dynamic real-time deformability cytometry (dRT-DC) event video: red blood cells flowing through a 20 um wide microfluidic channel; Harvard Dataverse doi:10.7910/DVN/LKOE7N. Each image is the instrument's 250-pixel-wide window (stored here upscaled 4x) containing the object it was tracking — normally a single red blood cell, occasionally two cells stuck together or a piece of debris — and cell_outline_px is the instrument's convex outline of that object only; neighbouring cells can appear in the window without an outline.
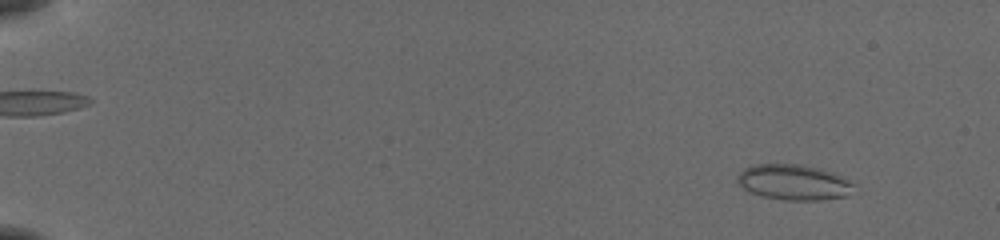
{"species": "common noctule bat (a hibernating species)", "species_latin": "Nyctalus noctula", "temperature_condition": "cold", "stored_images_in_passage": 54, "camera_frame_rate_fps": 3000, "um_per_image_px": 0.085, "animal": {"sex": "female", "body_mass_g": 19.5, "forearm_length_mm": 54.1}, "frame": {"image": 1, "passage_image": 5, "time_ms": 1.333, "image_size_px": [1000, 240], "cell_outline_px": [[856, 184], [844, 196], [816, 200], [784, 200], [764, 196], [748, 192], [736, 180], [736, 176], [744, 168], [752, 164], [800, 164], [820, 168], [832, 172]], "centroid_in_image_um": [67.41, 15.47], "position_along_channel_um": 17.6, "area_um2": 23.93}}
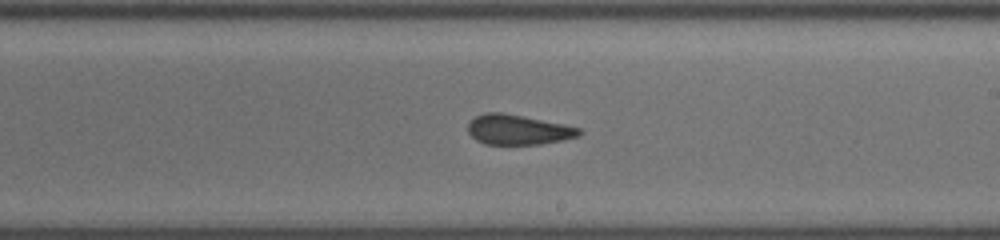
{"frame": {"image": 2, "passage_image": 34, "time_ms": 11.0, "image_size_px": [1000, 240], "cell_outline_px": [[584, 132], [580, 136], [564, 140], [540, 144], [484, 144], [476, 140], [468, 132], [468, 124], [476, 116], [484, 112], [504, 112], [564, 124], [580, 128]], "centroid_in_image_um": [44.06, 11.02], "position_along_channel_um": 244.9, "area_um2": 19.59}}
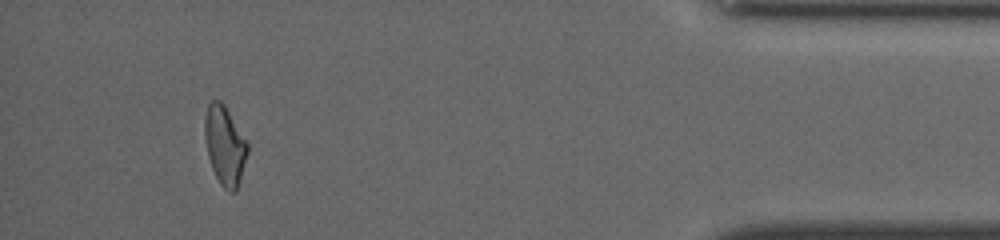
{"frame": {"image": 3, "passage_image": 51, "time_ms": 16.667, "image_size_px": [1000, 240], "cell_outline_px": [[248, 152], [236, 192], [228, 192], [220, 184], [212, 168], [208, 156], [204, 136], [204, 120], [208, 104], [212, 100], [220, 100], [224, 104], [248, 144]], "centroid_in_image_um": [19.09, 12.37], "position_along_channel_um": 416.1, "area_um2": 19.54}, "authors_computed_cell_mechanics": {"area_um2": 20.4612, "velocity_mm_per_s": 3.8971, "shape_relaxation_time_tau1_ms": null, "shape_relaxation_time_tau2_ms": 2.2557, "deformation_change_tau1": null, "deformation_change_tau2": 0.0805}}